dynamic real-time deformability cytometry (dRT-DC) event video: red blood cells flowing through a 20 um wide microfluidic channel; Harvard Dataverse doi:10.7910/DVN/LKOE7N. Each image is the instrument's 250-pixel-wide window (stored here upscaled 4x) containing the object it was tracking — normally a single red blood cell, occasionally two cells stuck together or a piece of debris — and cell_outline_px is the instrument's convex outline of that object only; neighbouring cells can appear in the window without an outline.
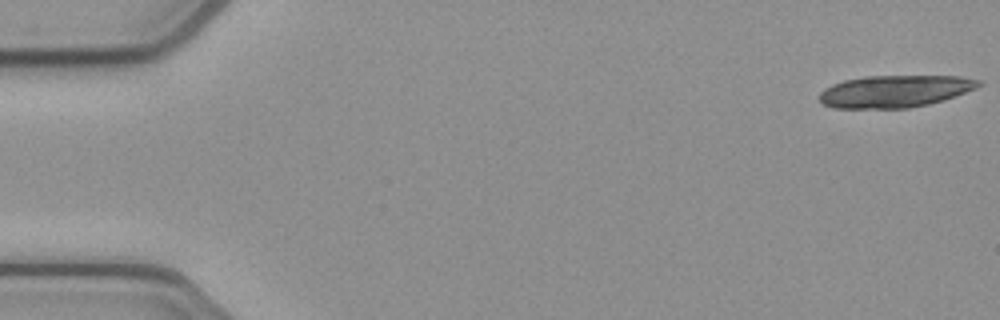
{"species": "common noctule bat (a hibernating species)", "species_latin": "Nyctalus noctula", "temperature_condition": "cold", "stored_images_in_passage": 9, "camera_frame_rate_fps": 3000, "um_per_image_px": 0.085, "animal": {"sex": "female", "body_mass_g": 21.9}, "frame": {"image": 1, "passage_image": 1, "time_ms": 0.0, "image_size_px": [1000, 320], "cell_outline_px": [[984, 84], [976, 88], [944, 100], [928, 104], [908, 108], [832, 108], [820, 104], [820, 92], [824, 88], [832, 84], [844, 80], [864, 76], [960, 76], [984, 80]], "centroid_in_image_um": [76.07, 7.75], "position_along_channel_um": 8.9, "area_um2": 30.11}}